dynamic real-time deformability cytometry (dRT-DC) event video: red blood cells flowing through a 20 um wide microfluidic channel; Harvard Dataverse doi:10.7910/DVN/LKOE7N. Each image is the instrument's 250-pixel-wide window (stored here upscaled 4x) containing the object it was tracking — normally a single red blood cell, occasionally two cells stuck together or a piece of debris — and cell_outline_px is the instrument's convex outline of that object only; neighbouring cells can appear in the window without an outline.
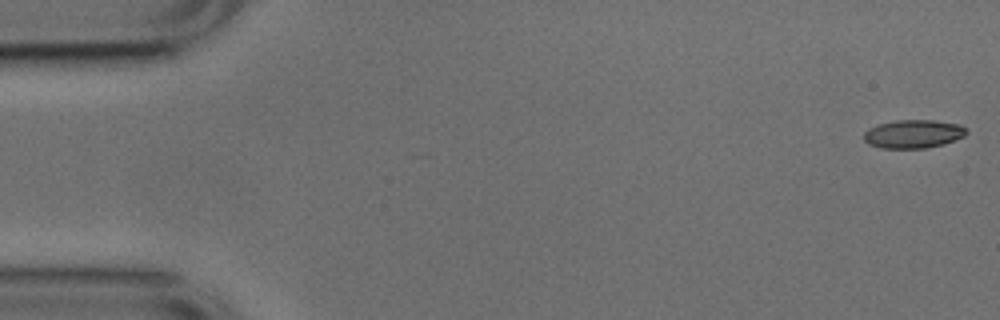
{"species": "common noctule bat (a hibernating species)", "species_latin": "Nyctalus noctula", "temperature_condition": "cold", "stored_images_in_passage": 52, "camera_frame_rate_fps": 3000, "um_per_image_px": 0.085, "animal": {"sex": "male", "body_mass_g": 17.9, "forearm_length_mm": 54.2}, "frame": {"image": 1, "passage_image": 1, "time_ms": 0.0, "image_size_px": [1000, 320], "cell_outline_px": [[968, 132], [964, 136], [944, 144], [924, 148], [880, 148], [868, 144], [864, 140], [864, 132], [868, 128], [880, 124], [896, 120], [932, 120], [960, 124], [968, 128]], "centroid_in_image_um": [77.65, 11.38], "position_along_channel_um": 7.4, "area_um2": 17.05}}
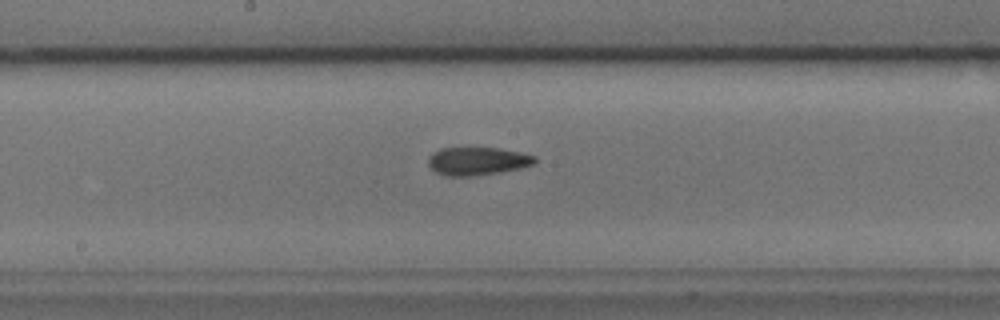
{"frame": {"image": 2, "passage_image": 27, "time_ms": 8.667, "image_size_px": [1000, 320], "cell_outline_px": [[536, 160], [532, 164], [520, 168], [500, 172], [472, 176], [444, 176], [436, 172], [428, 164], [428, 160], [432, 152], [440, 148], [496, 148], [520, 152], [536, 156]], "centroid_in_image_um": [40.55, 13.69], "position_along_channel_um": 207.6, "area_um2": 17.34}}
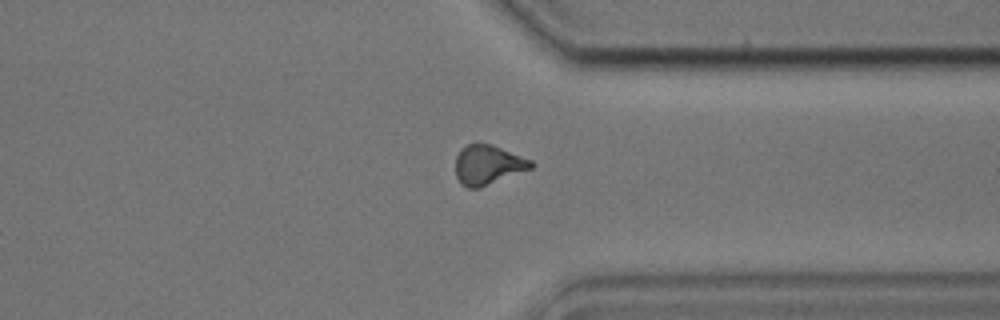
{"frame": {"image": 3, "passage_image": 40, "time_ms": 13.0, "image_size_px": [1000, 320], "cell_outline_px": [[536, 164], [532, 168], [480, 188], [468, 188], [460, 184], [456, 176], [456, 156], [460, 148], [468, 144], [492, 144], [532, 160]], "centroid_in_image_um": [41.48, 14.02], "position_along_channel_um": 369.9, "area_um2": 17.51}, "authors_computed_cell_mechanics": {"area_um2": 17.2244, "velocity_mm_per_s": 3.7925, "shape_relaxation_time_tau1_ms": null, "shape_relaxation_time_tau2_ms": 4.0132, "deformation_change_tau1": null, "deformation_change_tau2": 0.1152}}